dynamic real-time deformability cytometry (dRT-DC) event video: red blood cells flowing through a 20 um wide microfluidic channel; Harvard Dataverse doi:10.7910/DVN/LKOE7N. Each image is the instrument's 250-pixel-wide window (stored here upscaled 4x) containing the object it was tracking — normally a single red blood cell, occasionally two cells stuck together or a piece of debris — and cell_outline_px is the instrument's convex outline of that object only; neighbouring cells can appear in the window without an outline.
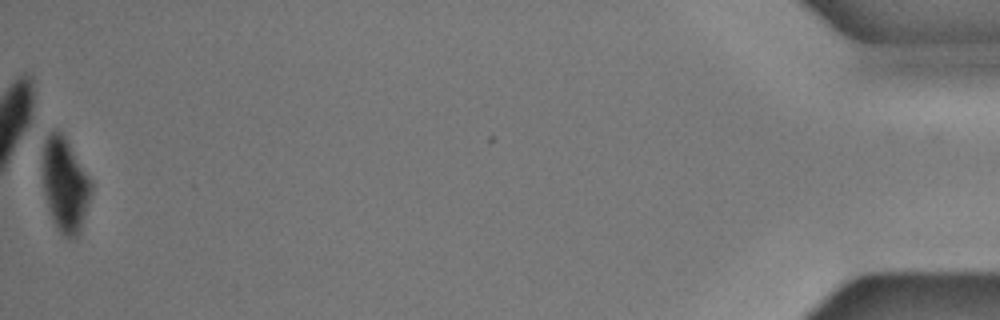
{"species": "common noctule bat (a hibernating species)", "species_latin": "Nyctalus noctula", "temperature_condition": "cold", "stored_images_in_passage": 54, "camera_frame_rate_fps": 3000, "um_per_image_px": 0.085, "animal": {"sex": "male", "body_mass_g": 17.9, "forearm_length_mm": 54.2}, "frame": {"image": 1, "passage_image": 54, "time_ms": 17.667, "image_size_px": [1000, 320], "cell_outline_px": [[92, 192], [80, 232], [76, 240], [64, 236], [56, 228], [48, 212], [44, 192], [44, 140], [48, 132], [56, 128], [64, 136], [88, 176], [92, 184]], "centroid_in_image_um": [5.53, 15.77], "position_along_channel_um": 429.7, "area_um2": 26.47}}